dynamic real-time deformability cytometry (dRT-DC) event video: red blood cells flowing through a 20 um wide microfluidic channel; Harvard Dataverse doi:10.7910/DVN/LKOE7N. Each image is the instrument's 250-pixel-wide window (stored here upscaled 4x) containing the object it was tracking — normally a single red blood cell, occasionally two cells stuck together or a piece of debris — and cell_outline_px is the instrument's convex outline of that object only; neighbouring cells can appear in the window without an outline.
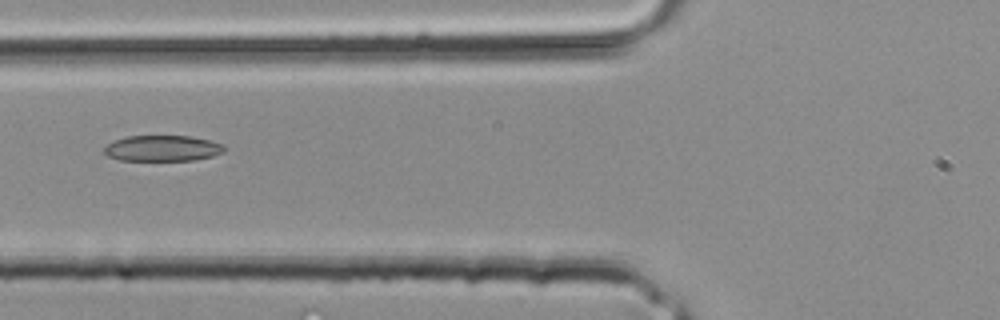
{"species": "common noctule bat (a hibernating species)", "species_latin": "Nyctalus noctula", "temperature_condition": "room temperature", "stored_images_in_passage": 4, "camera_frame_rate_fps": 3000, "um_per_image_px": 0.085, "animal": {"sex": "male", "body_mass_g": 20.4}, "frame": {"image": 1, "passage_image": 4, "time_ms": 1.0, "image_size_px": [1000, 320], "cell_outline_px": [[224, 152], [212, 156], [196, 160], [120, 160], [108, 156], [104, 152], [104, 148], [108, 144], [116, 140], [128, 136], [192, 136], [224, 144]], "centroid_in_image_um": [13.84, 12.6], "position_along_channel_um": 112.0, "area_um2": 17.98}}